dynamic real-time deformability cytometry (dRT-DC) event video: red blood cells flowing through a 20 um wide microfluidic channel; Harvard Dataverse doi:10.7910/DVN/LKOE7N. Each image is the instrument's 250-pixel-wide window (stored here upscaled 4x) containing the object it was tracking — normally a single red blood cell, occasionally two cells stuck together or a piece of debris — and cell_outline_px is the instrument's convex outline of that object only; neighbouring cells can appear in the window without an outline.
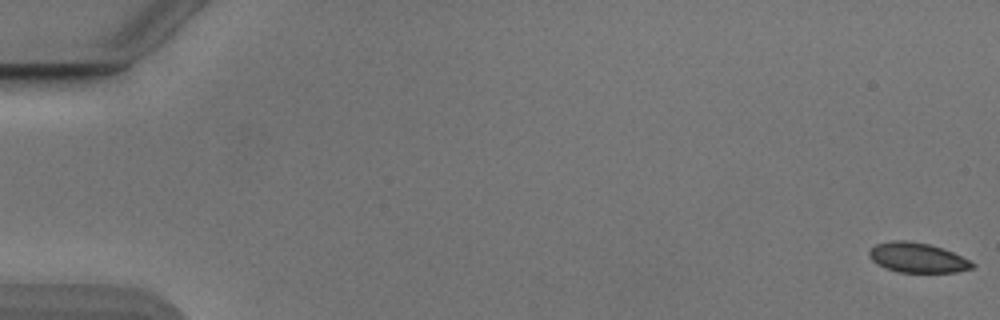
{"species": "Egyptian fruit bat (a non-hibernating species)", "species_latin": "Rousettus aegyptiacus", "temperature_condition": "cold", "stored_images_in_passage": 55, "camera_frame_rate_fps": 3000, "um_per_image_px": 0.085, "animal": {"sex": "male"}, "frame": {"image": 1, "passage_image": 1, "time_ms": 0.0, "image_size_px": [1000, 320], "cell_outline_px": [[976, 264], [972, 268], [956, 272], [896, 272], [884, 268], [876, 264], [868, 256], [868, 252], [876, 244], [888, 240], [908, 240], [928, 244], [952, 252]], "centroid_in_image_um": [77.92, 21.9], "position_along_channel_um": 7.1, "area_um2": 17.92}}
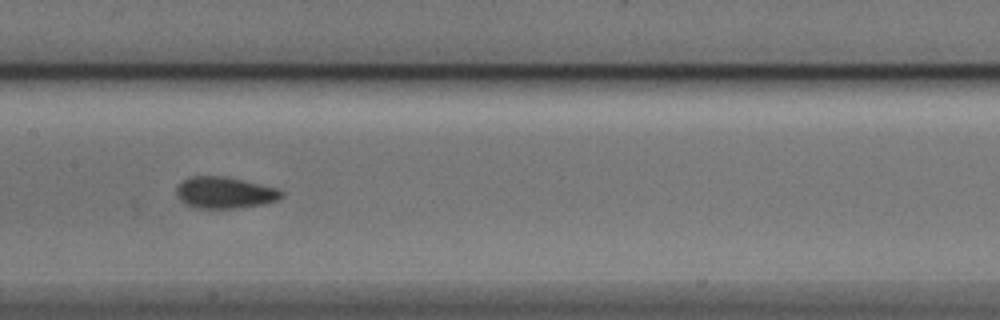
{"frame": {"image": 2, "passage_image": 28, "time_ms": 9.0, "image_size_px": [1000, 320], "cell_outline_px": [[284, 196], [276, 200], [264, 204], [240, 208], [196, 208], [180, 200], [176, 192], [176, 188], [180, 180], [188, 176], [224, 176], [244, 180], [276, 188], [284, 192]], "centroid_in_image_um": [19.09, 16.36], "position_along_channel_um": 188.3, "area_um2": 19.42}}
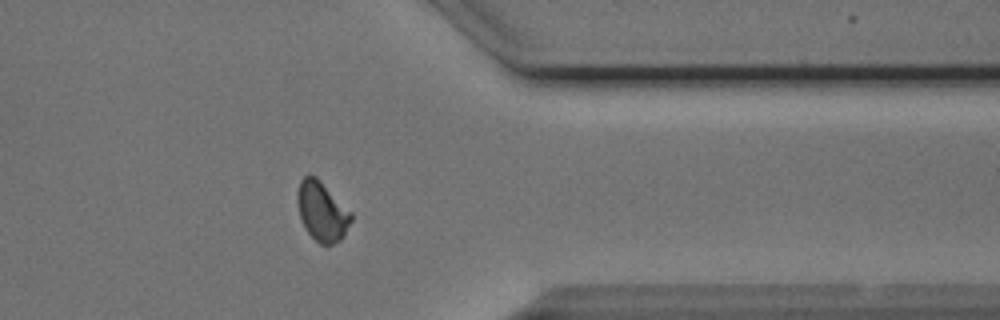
{"frame": {"image": 3, "passage_image": 44, "time_ms": 14.333, "image_size_px": [1000, 320], "cell_outline_px": [[352, 220], [344, 236], [340, 240], [332, 244], [320, 244], [308, 232], [300, 220], [300, 180], [304, 176], [316, 176], [352, 212]], "centroid_in_image_um": [27.43, 18.0], "position_along_channel_um": 384.0, "area_um2": 18.03}, "authors_computed_cell_mechanics": {"area_um2": 18.496, "velocity_mm_per_s": 3.8505, "shape_relaxation_time_tau1_ms": 3.9531, "shape_relaxation_time_tau2_ms": null, "deformation_change_tau1": 0.0793, "deformation_change_tau2": null}}